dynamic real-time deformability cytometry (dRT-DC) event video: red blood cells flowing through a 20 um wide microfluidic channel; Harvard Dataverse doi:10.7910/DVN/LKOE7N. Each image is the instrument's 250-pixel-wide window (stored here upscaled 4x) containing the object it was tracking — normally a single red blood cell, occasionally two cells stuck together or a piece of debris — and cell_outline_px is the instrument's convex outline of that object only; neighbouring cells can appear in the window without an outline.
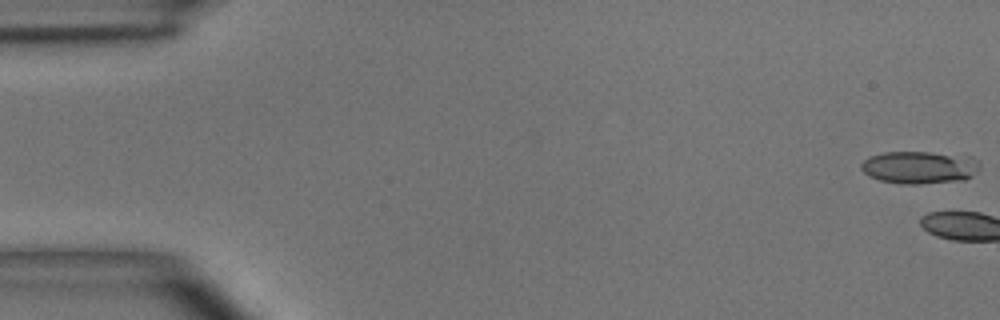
{"species": "common noctule bat (a hibernating species)", "species_latin": "Nyctalus noctula", "temperature_condition": "room temperature", "stored_images_in_passage": 5, "camera_frame_rate_fps": 3000, "um_per_image_px": 0.085, "animal": {"sex": "male", "body_mass_g": 15.6}, "frame": {"image": 1, "passage_image": 1, "time_ms": 0.0, "image_size_px": [1000, 320], "cell_outline_px": [[980, 168], [972, 176], [964, 180], [920, 184], [900, 184], [880, 180], [868, 176], [860, 168], [860, 164], [868, 156], [884, 152], [928, 152], [976, 160], [980, 164]], "centroid_in_image_um": [78.06, 14.25], "position_along_channel_um": 6.9, "area_um2": 22.2}}